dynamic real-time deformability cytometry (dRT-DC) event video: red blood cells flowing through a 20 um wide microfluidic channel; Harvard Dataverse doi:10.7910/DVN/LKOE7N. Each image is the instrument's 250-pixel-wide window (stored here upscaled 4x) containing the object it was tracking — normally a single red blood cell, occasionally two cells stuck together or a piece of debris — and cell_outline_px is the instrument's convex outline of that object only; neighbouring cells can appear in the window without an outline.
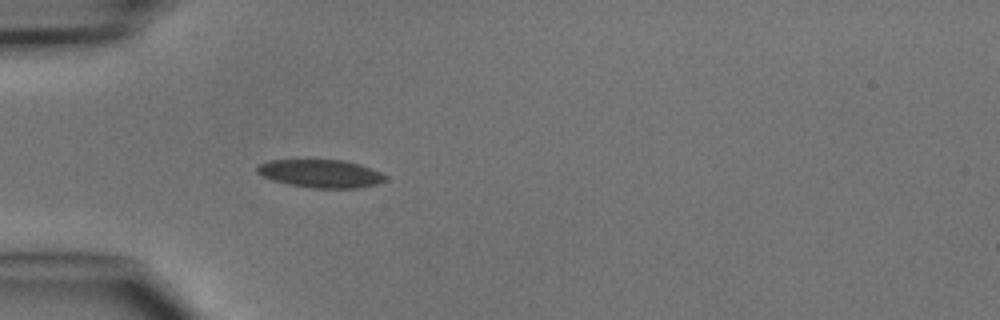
{"species": "common noctule bat (a hibernating species)", "species_latin": "Nyctalus noctula", "temperature_condition": "cold", "stored_images_in_passage": 6, "camera_frame_rate_fps": 3000, "um_per_image_px": 0.085, "animal": {"sex": "male", "body_mass_g": 15.6}, "frame": {"image": 1, "passage_image": 6, "time_ms": 6.667, "image_size_px": [1000, 320], "cell_outline_px": [[384, 180], [376, 184], [356, 188], [316, 188], [288, 184], [272, 180], [256, 172], [256, 168], [260, 164], [268, 160], [344, 160], [360, 164], [372, 168], [380, 172], [384, 176]], "centroid_in_image_um": [27.24, 14.75], "position_along_channel_um": 57.8, "area_um2": 20.75}}